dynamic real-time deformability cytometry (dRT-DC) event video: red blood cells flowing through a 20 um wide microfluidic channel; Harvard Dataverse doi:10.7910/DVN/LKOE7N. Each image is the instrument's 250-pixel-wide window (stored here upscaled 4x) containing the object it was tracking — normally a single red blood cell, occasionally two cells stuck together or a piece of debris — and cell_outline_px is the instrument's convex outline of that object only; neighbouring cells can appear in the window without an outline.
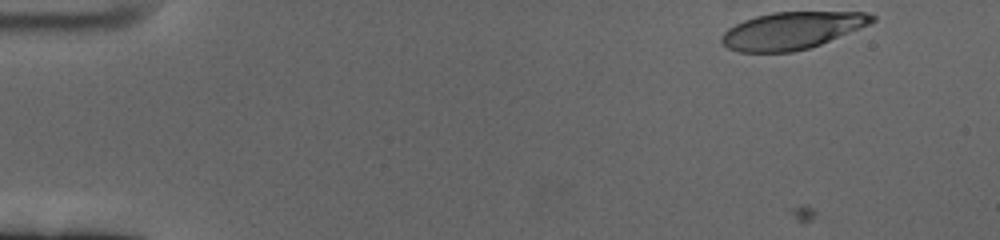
{"species": "human", "species_latin": "Homo sapiens", "temperature_condition": "cold", "stored_images_in_passage": 9, "camera_frame_rate_fps": 3000, "um_per_image_px": 0.085, "donor": {"sex": "female"}, "frame": {"image": 1, "passage_image": 1, "time_ms": 0.0, "image_size_px": [1000, 240], "cell_outline_px": [[876, 20], [860, 28], [820, 44], [808, 48], [792, 52], [740, 52], [728, 48], [720, 40], [720, 36], [728, 28], [744, 20], [756, 16], [772, 12], [864, 12], [876, 16]], "centroid_in_image_um": [67.29, 2.59], "position_along_channel_um": 17.7, "area_um2": 32.37}}